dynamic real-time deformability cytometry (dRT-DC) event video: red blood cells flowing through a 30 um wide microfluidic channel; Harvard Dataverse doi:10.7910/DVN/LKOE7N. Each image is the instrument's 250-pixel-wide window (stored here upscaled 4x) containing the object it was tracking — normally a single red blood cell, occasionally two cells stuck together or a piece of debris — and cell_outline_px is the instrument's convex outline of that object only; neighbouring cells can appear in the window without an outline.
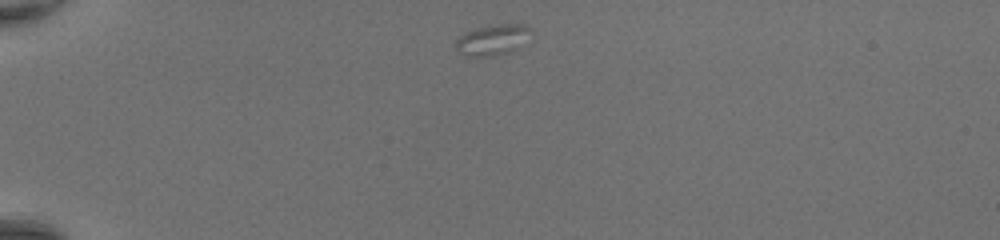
{"species": "common noctule bat (a hibernating species)", "species_latin": "Nyctalus noctula", "temperature_condition": "room temperature", "stored_images_in_passage": 38, "camera_frame_rate_fps": 3000, "um_per_image_px": 0.085, "animal": {"sex": "female", "body_mass_g": 20.0, "forearm_length_mm": 54.0}, "frame": {"image": 1, "passage_image": 1, "time_ms": 0.0, "image_size_px": [1000, 240], "cell_outline_px": [[532, 32], [508, 52], [496, 56], [464, 56], [456, 52], [456, 40], [464, 32], [488, 24], [524, 24]], "centroid_in_image_um": [41.75, 3.37], "position_along_channel_um": 43.2, "area_um2": 13.24}}
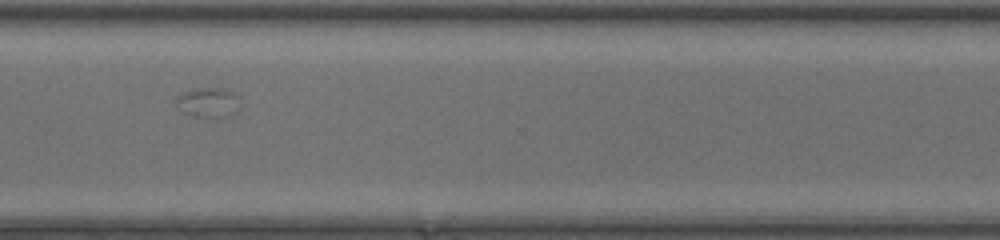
{"frame": {"image": 2, "passage_image": 27, "time_ms": 8.667, "image_size_px": [1000, 240], "cell_outline_px": [[240, 108], [224, 116], [192, 116], [176, 108], [176, 96], [184, 92], [200, 88], [224, 88], [240, 96]], "centroid_in_image_um": [17.69, 8.68], "position_along_channel_um": 352.9, "area_um2": 10.98}}
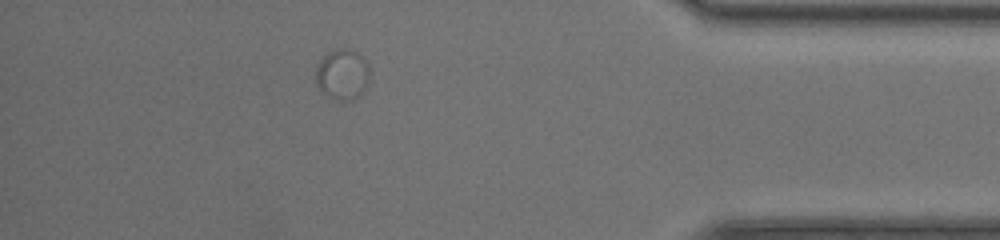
{"frame": {"image": 3, "passage_image": 33, "time_ms": 10.667, "image_size_px": [1000, 240], "cell_outline_px": [[368, 84], [352, 100], [336, 100], [328, 96], [316, 84], [316, 68], [320, 60], [328, 52], [336, 48], [348, 48], [356, 52], [368, 64]], "centroid_in_image_um": [29.08, 6.3], "position_along_channel_um": 406.1, "area_um2": 15.61}}